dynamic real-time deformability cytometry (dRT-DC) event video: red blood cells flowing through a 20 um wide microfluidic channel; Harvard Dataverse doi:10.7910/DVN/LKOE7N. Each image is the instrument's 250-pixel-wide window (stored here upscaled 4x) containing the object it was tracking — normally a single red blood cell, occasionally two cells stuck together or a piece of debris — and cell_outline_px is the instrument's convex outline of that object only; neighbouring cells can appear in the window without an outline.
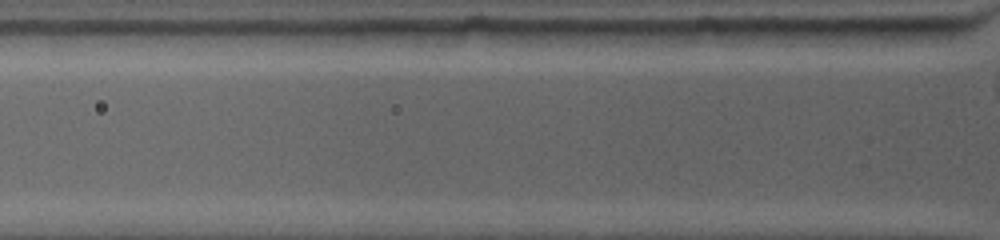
{"species": "common noctule bat (a hibernating species)", "species_latin": "Nyctalus noctula", "temperature_condition": "warm", "stored_images_in_passage": 3, "camera_frame_rate_fps": 4500, "um_per_image_px": 0.085, "animal": {"sex": "female", "body_mass_g": 19.0, "forearm_length_mm": 53.3}, "frame": {"image": 1, "passage_image": 3, "time_ms": 0.889, "image_size_px": [1000, 240], "cell_outline_px": [[956, 28], [920, 44], [896, 48], [860, 44], [852, 32], [852, 28]], "centroid_in_image_um": [76.22, 3.07], "position_along_channel_um": 49.6, "area_um2": 10.46}}